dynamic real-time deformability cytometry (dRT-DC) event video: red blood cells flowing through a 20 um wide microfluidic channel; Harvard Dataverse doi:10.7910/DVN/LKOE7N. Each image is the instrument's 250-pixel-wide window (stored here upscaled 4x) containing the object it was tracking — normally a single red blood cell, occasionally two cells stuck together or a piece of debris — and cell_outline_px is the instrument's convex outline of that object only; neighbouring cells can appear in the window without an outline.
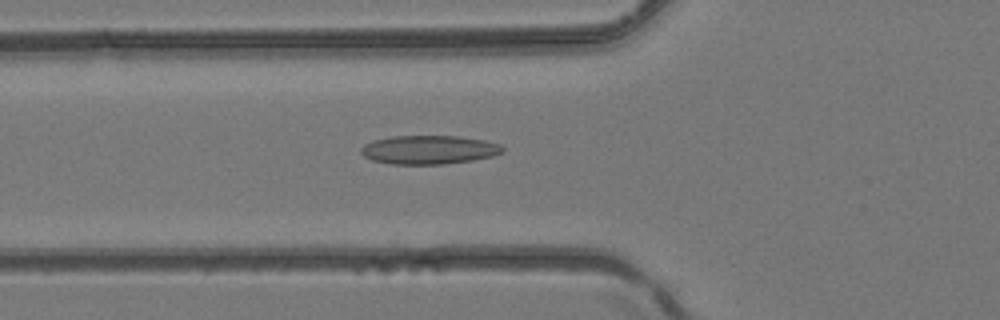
{"species": "common noctule bat (a hibernating species)", "species_latin": "Nyctalus noctula", "temperature_condition": "room temperature", "stored_images_in_passage": 43, "camera_frame_rate_fps": 3000, "um_per_image_px": 0.085, "animal": {"sex": "female", "body_mass_g": 24.6, "forearm_length_mm": 56.2}, "frame": {"image": 1, "passage_image": 16, "time_ms": 5.0, "image_size_px": [1000, 320], "cell_outline_px": [[504, 152], [492, 156], [472, 160], [444, 164], [392, 164], [372, 160], [364, 156], [360, 152], [360, 148], [364, 144], [372, 140], [392, 136], [460, 136], [484, 140], [500, 144], [504, 148]], "centroid_in_image_um": [36.45, 12.72], "position_along_channel_um": 89.4, "area_um2": 23.81}}
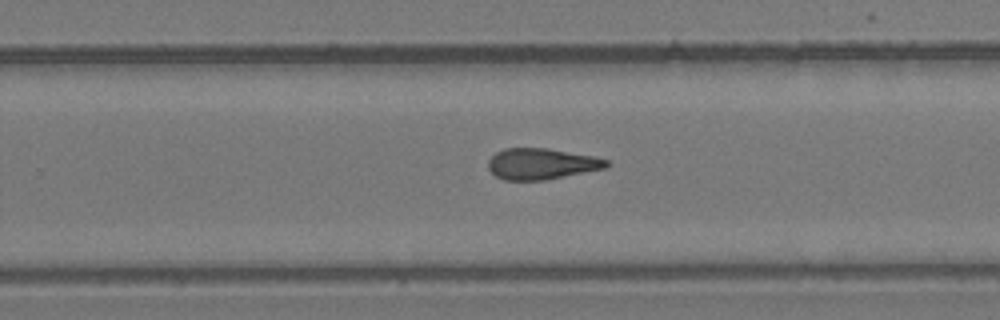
{"frame": {"image": 2, "passage_image": 28, "time_ms": 9.0, "image_size_px": [1000, 320], "cell_outline_px": [[608, 168], [544, 180], [504, 180], [496, 176], [488, 168], [488, 160], [496, 152], [504, 148], [548, 148], [592, 156], [608, 160]], "centroid_in_image_um": [46.02, 13.93], "position_along_channel_um": 283.8, "area_um2": 21.39}}
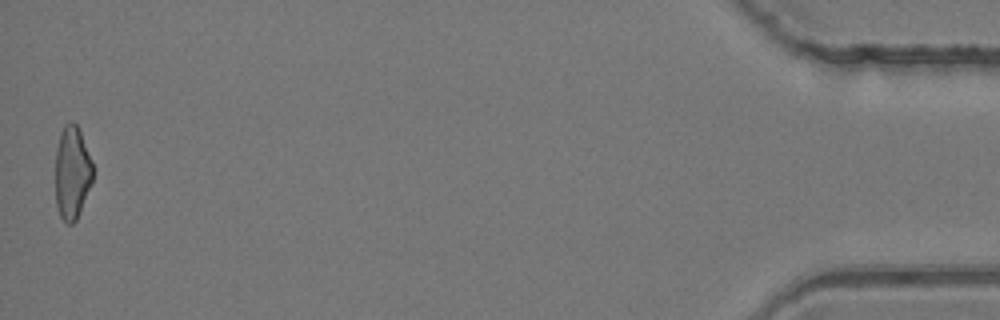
{"frame": {"image": 3, "passage_image": 43, "time_ms": 14.0, "image_size_px": [1000, 320], "cell_outline_px": [[92, 180], [80, 212], [76, 220], [72, 224], [68, 224], [60, 216], [56, 204], [56, 148], [60, 132], [64, 124], [68, 120], [72, 120], [76, 124], [80, 132], [92, 160]], "centroid_in_image_um": [6.12, 14.64], "position_along_channel_um": 429.1, "area_um2": 20.29}}